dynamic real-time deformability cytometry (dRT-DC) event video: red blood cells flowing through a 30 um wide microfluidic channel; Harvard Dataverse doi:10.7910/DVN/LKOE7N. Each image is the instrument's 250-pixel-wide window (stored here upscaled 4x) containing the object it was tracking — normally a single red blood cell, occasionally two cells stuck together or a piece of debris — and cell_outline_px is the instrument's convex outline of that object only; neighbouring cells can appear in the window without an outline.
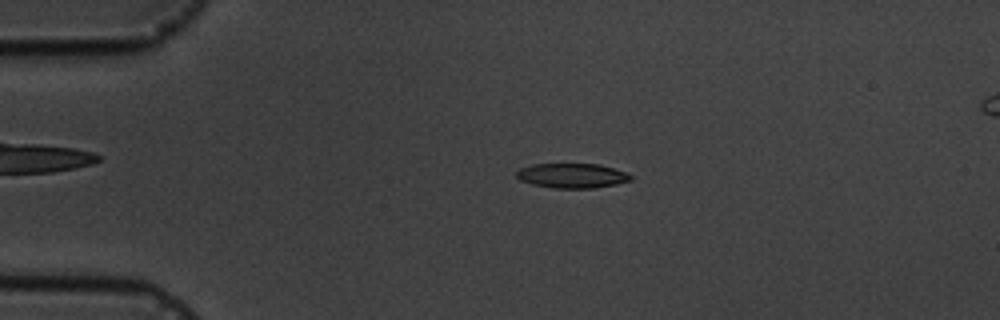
{"species": "common noctule bat (a hibernating species)", "species_latin": "Nyctalus noctula", "temperature_condition": "cold", "stored_images_in_passage": 3, "camera_frame_rate_fps": 3000, "um_per_image_px": 0.085, "animal": {"sex": "male", "body_mass_g": 19.5, "forearm_length_mm": 54.6}, "frame": {"image": 1, "passage_image": 2, "time_ms": 1.333, "image_size_px": [1000, 320], "cell_outline_px": [[632, 180], [616, 184], [592, 188], [552, 188], [532, 184], [520, 180], [516, 176], [516, 172], [520, 168], [532, 164], [600, 164], [628, 172], [632, 176]], "centroid_in_image_um": [48.64, 14.93], "position_along_channel_um": 36.4, "area_um2": 16.53}}